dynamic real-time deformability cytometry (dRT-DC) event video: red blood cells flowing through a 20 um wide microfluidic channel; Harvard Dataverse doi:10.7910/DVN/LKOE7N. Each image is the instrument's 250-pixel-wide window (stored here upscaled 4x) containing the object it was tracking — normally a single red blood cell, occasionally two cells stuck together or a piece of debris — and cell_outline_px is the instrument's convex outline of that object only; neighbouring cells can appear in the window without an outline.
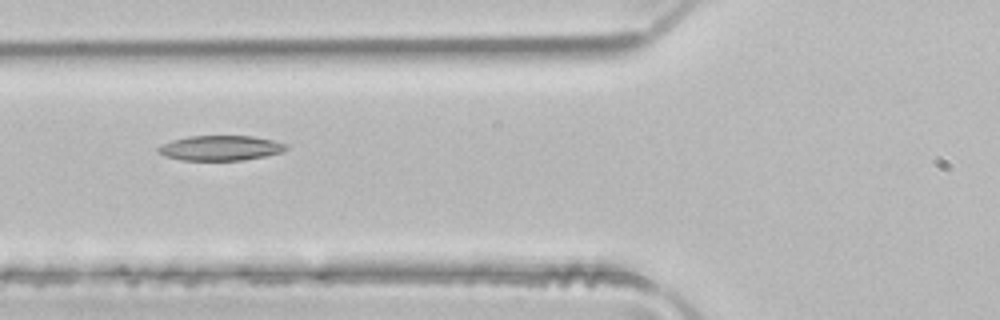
{"species": "common noctule bat (a hibernating species)", "species_latin": "Nyctalus noctula", "temperature_condition": "room temperature", "stored_images_in_passage": 5, "camera_frame_rate_fps": 3000, "um_per_image_px": 0.085, "animal": {"sex": "male", "body_mass_g": 21.5, "forearm_length_mm": 52.0}, "frame": {"image": 1, "passage_image": 5, "time_ms": 1.333, "image_size_px": [1000, 320], "cell_outline_px": [[288, 148], [280, 152], [264, 156], [244, 160], [180, 160], [164, 156], [156, 152], [156, 148], [172, 140], [188, 136], [252, 136], [272, 140], [288, 144]], "centroid_in_image_um": [18.71, 12.58], "position_along_channel_um": 107.1, "area_um2": 18.61}}